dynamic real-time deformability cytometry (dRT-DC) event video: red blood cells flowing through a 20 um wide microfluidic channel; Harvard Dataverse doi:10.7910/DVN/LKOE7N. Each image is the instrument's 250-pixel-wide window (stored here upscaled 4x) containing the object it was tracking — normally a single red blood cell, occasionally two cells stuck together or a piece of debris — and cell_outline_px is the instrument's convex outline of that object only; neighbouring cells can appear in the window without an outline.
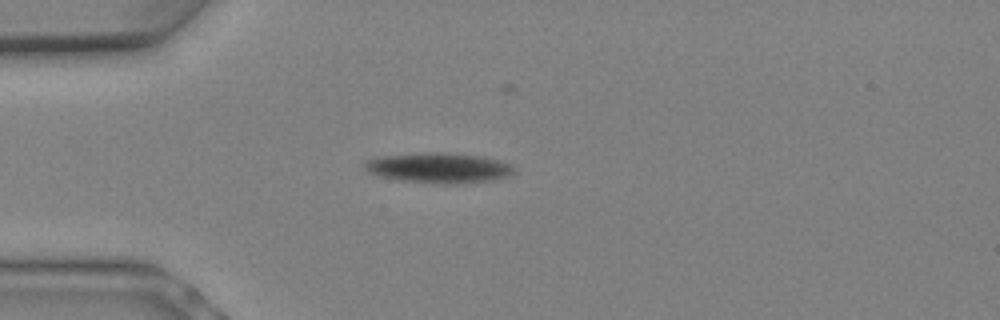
{"species": "Egyptian fruit bat (a non-hibernating species)", "species_latin": "Rousettus aegyptiacus", "temperature_condition": "warm", "stored_images_in_passage": 10, "camera_frame_rate_fps": 3000, "um_per_image_px": 0.085, "animal": {"sex": "female"}, "frame": {"image": 1, "passage_image": 5, "time_ms": 1.333, "image_size_px": [1000, 320], "cell_outline_px": [[516, 172], [512, 176], [496, 180], [464, 184], [444, 184], [404, 180], [380, 176], [368, 172], [364, 168], [364, 164], [368, 160], [384, 156], [424, 152], [448, 152], [480, 156], [500, 160], [512, 164], [516, 168]], "centroid_in_image_um": [37.43, 14.27], "position_along_channel_um": 47.6, "area_um2": 26.65}}
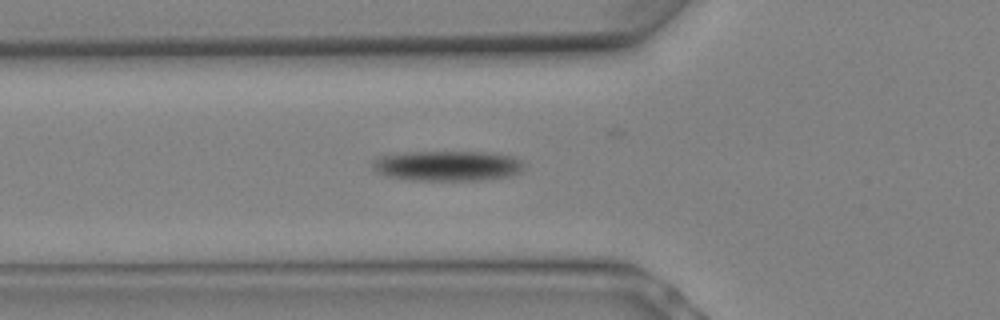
{"frame": {"image": 2, "passage_image": 7, "time_ms": 2.0, "image_size_px": [1000, 320], "cell_outline_px": [[524, 168], [520, 172], [508, 176], [480, 180], [408, 180], [388, 176], [376, 172], [372, 168], [372, 160], [380, 156], [404, 152], [496, 152], [516, 156], [524, 164]], "centroid_in_image_um": [38.05, 14.08], "position_along_channel_um": 87.8, "area_um2": 26.99}}